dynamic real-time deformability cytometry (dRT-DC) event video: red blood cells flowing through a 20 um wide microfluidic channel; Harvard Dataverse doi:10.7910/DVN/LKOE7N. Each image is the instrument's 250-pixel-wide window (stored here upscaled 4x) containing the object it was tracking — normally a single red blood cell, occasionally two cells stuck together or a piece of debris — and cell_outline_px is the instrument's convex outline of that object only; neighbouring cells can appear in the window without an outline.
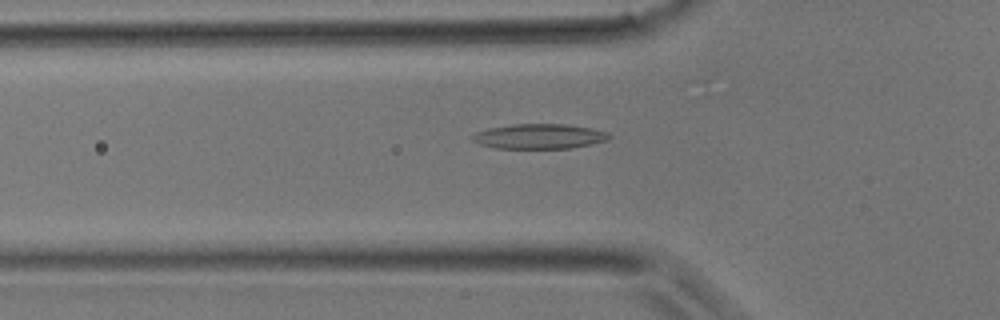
{"species": "common noctule bat (a hibernating species)", "species_latin": "Nyctalus noctula", "temperature_condition": "room temperature", "stored_images_in_passage": 30, "camera_frame_rate_fps": 3000, "um_per_image_px": 0.085, "animal": {"sex": "male", "body_mass_g": 17.9}, "frame": {"image": 1, "passage_image": 4, "time_ms": 1.0, "image_size_px": [1000, 320], "cell_outline_px": [[612, 136], [608, 140], [592, 144], [572, 148], [496, 148], [480, 144], [472, 140], [468, 136], [476, 132], [488, 128], [512, 124], [568, 124], [592, 128], [608, 132]], "centroid_in_image_um": [45.85, 11.58], "position_along_channel_um": 80.0, "area_um2": 20.06}}
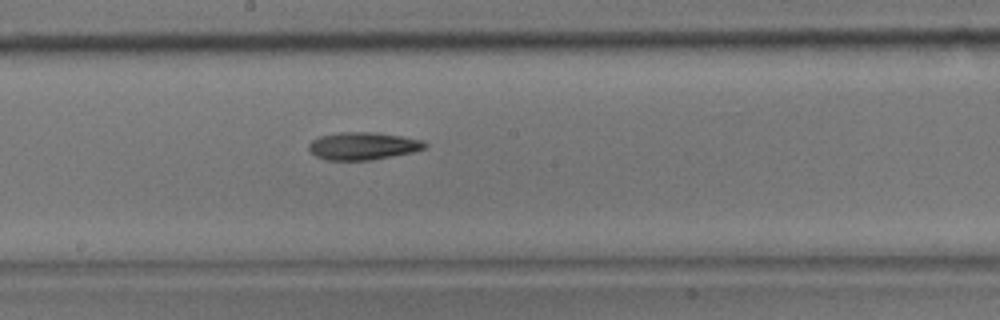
{"frame": {"image": 2, "passage_image": 12, "time_ms": 3.667, "image_size_px": [1000, 320], "cell_outline_px": [[428, 144], [424, 148], [412, 152], [372, 160], [324, 160], [316, 156], [308, 148], [308, 144], [312, 140], [320, 136], [340, 132], [376, 132], [400, 136], [420, 140]], "centroid_in_image_um": [30.81, 12.41], "position_along_channel_um": 217.4, "area_um2": 18.55}}
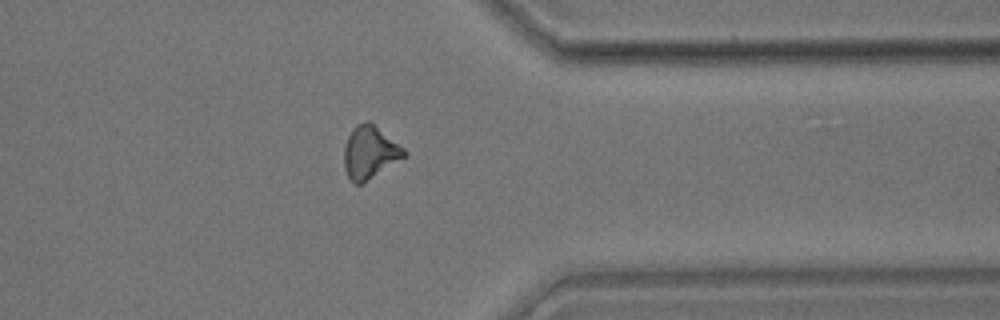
{"frame": {"image": 3, "passage_image": 22, "time_ms": 7.0, "image_size_px": [1000, 320], "cell_outline_px": [[408, 156], [360, 184], [352, 184], [344, 168], [344, 148], [348, 136], [352, 128], [356, 124], [368, 120], [404, 148], [408, 152]], "centroid_in_image_um": [31.44, 12.95], "position_along_channel_um": 380.0, "area_um2": 18.44}}